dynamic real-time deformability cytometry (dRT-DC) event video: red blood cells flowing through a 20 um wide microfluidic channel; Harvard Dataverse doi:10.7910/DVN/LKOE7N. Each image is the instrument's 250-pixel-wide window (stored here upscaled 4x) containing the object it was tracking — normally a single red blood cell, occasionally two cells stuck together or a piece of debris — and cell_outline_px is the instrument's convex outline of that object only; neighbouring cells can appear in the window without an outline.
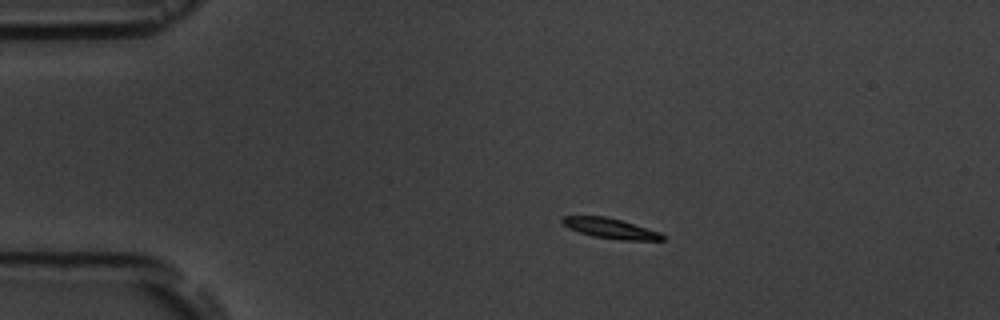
{"species": "common noctule bat (a hibernating species)", "species_latin": "Nyctalus noctula", "temperature_condition": "room temperature", "stored_images_in_passage": 14, "camera_frame_rate_fps": 3000, "um_per_image_px": 0.085, "animal": {"sex": "male", "body_mass_g": 19.5, "forearm_length_mm": 54.6}, "frame": {"image": 1, "passage_image": 1, "time_ms": 0.0, "image_size_px": [1000, 320], "cell_outline_px": [[664, 240], [620, 240], [592, 236], [568, 228], [560, 220], [560, 216], [604, 216], [620, 220], [660, 232], [664, 236]], "centroid_in_image_um": [51.85, 19.41], "position_along_channel_um": 33.1, "area_um2": 11.68}}
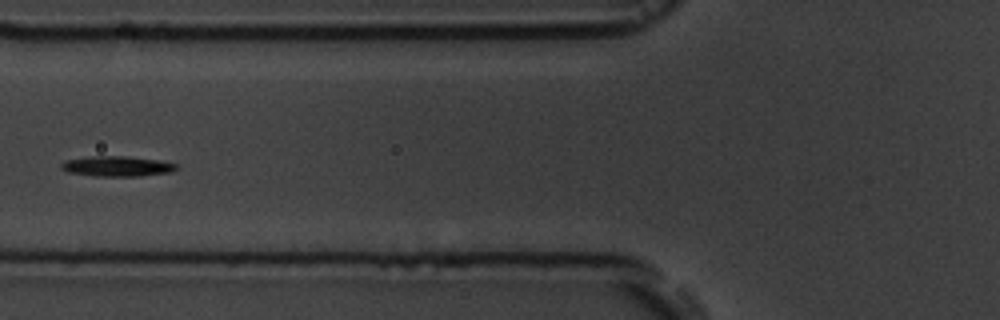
{"frame": {"image": 2, "passage_image": 4, "time_ms": 3.667, "image_size_px": [1000, 320], "cell_outline_px": [[176, 168], [172, 172], [140, 176], [92, 176], [68, 172], [60, 168], [60, 164], [64, 160], [88, 156], [124, 156], [156, 160], [176, 164]], "centroid_in_image_um": [9.87, 14.13], "position_along_channel_um": 115.9, "area_um2": 13.58}}
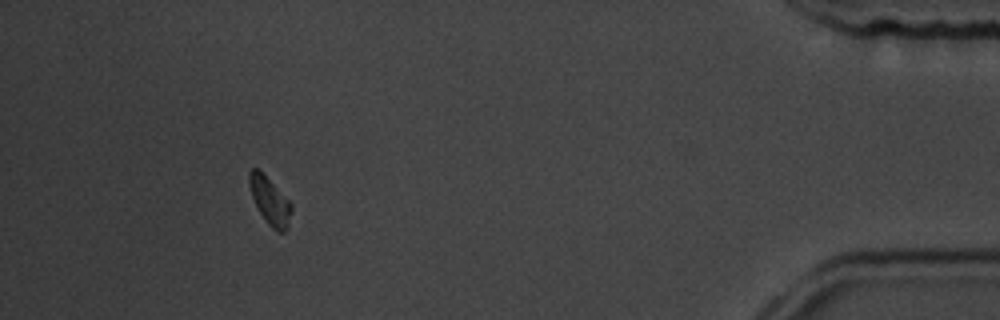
{"frame": {"image": 3, "passage_image": 13, "time_ms": 13.667, "image_size_px": [1000, 320], "cell_outline_px": [[292, 212], [288, 228], [284, 232], [276, 232], [264, 220], [252, 196], [248, 184], [248, 172], [252, 168], [256, 168], [292, 204]], "centroid_in_image_um": [22.94, 17.13], "position_along_channel_um": 412.3, "area_um2": 11.39}, "authors_computed_cell_mechanics": {"area_um2": 12.2536, "velocity_mm_per_s": 3.5685, "shape_relaxation_time_tau1_ms": null, "shape_relaxation_time_tau2_ms": 1.5899, "deformation_change_tau1": null, "deformation_change_tau2": 0.0712}}